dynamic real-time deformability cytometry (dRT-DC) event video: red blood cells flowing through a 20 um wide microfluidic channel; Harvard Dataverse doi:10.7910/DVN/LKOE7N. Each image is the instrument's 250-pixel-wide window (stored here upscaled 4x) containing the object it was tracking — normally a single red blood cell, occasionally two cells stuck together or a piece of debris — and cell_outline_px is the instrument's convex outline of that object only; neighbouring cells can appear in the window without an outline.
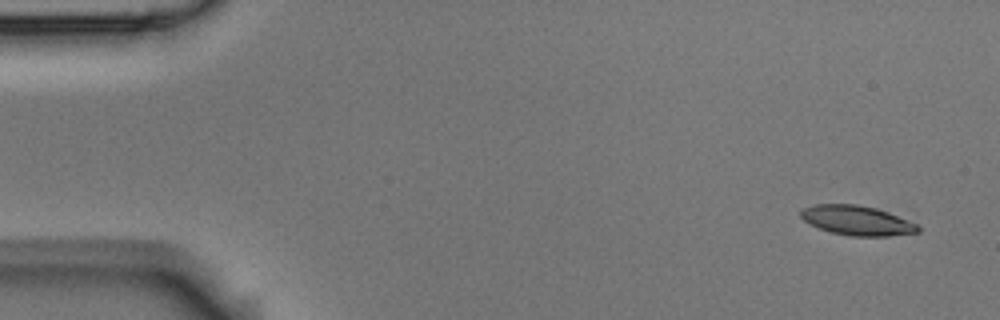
{"species": "Egyptian fruit bat (a non-hibernating species)", "species_latin": "Rousettus aegyptiacus", "temperature_condition": "room temperature", "stored_images_in_passage": 5, "camera_frame_rate_fps": 3000, "um_per_image_px": 0.085, "animal": {"sex": "male"}, "frame": {"image": 1, "passage_image": 1, "time_ms": 0.0, "image_size_px": [1000, 320], "cell_outline_px": [[920, 232], [888, 236], [852, 236], [832, 232], [820, 228], [804, 220], [800, 216], [800, 212], [804, 208], [816, 204], [856, 204], [876, 208], [888, 212], [916, 224], [920, 228]], "centroid_in_image_um": [72.85, 18.74], "position_along_channel_um": 12.1, "area_um2": 19.94}}
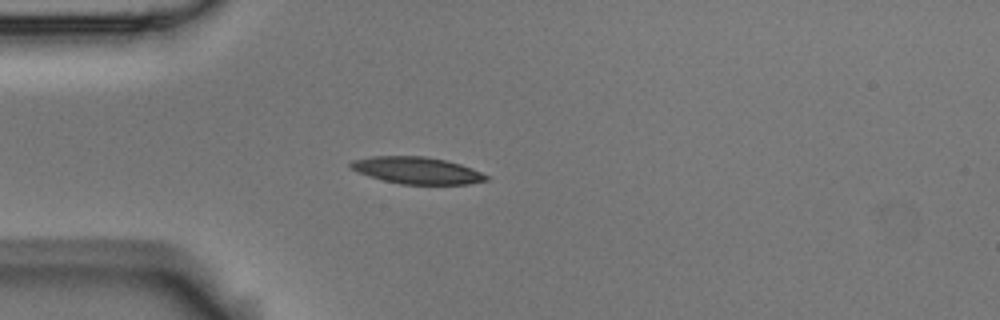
{"frame": {"image": 2, "passage_image": 4, "time_ms": 1.0, "image_size_px": [1000, 320], "cell_outline_px": [[488, 180], [468, 184], [400, 184], [384, 180], [356, 172], [348, 164], [352, 160], [372, 156], [424, 156], [444, 160], [460, 164], [472, 168], [488, 176]], "centroid_in_image_um": [35.42, 14.48], "position_along_channel_um": 49.6, "area_um2": 21.1}}